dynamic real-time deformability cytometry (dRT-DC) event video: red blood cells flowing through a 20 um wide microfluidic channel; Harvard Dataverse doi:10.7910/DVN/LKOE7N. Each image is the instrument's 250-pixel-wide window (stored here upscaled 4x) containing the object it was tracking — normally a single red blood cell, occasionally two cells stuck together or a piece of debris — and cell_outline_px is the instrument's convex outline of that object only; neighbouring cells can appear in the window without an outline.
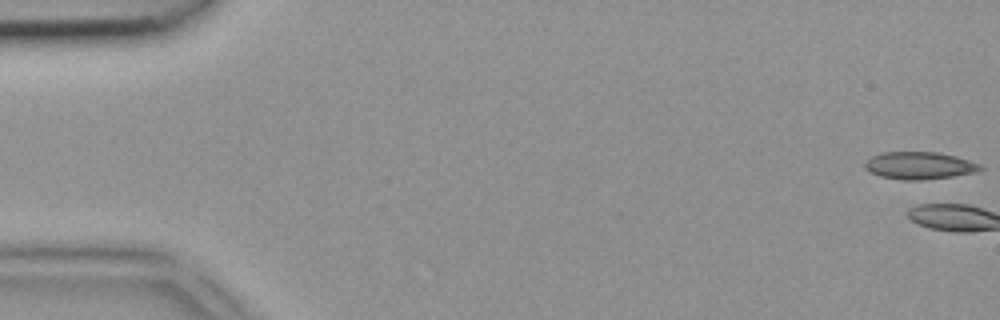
{"species": "common noctule bat (a hibernating species)", "species_latin": "Nyctalus noctula", "temperature_condition": "room temperature", "stored_images_in_passage": 4, "camera_frame_rate_fps": 3000, "um_per_image_px": 0.085, "animal": {"sex": "female", "body_mass_g": 18.4}, "frame": {"image": 1, "passage_image": 1, "time_ms": 0.0, "image_size_px": [1000, 320], "cell_outline_px": [[984, 168], [976, 172], [952, 176], [924, 180], [900, 180], [880, 176], [864, 168], [864, 160], [880, 152], [940, 152], [956, 156], [980, 164]], "centroid_in_image_um": [78.12, 14.06], "position_along_channel_um": 6.9, "area_um2": 18.55}}